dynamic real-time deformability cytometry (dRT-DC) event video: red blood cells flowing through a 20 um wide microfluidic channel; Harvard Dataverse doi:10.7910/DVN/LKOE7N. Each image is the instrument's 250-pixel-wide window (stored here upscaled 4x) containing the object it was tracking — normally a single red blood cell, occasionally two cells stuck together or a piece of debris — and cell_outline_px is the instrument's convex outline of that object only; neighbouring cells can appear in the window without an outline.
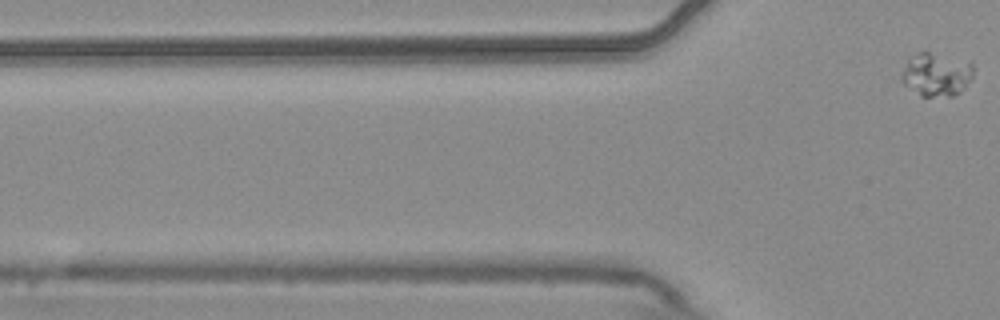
{"species": "common noctule bat (a hibernating species)", "species_latin": "Nyctalus noctula", "temperature_condition": "warm", "stored_images_in_passage": 6, "camera_frame_rate_fps": 3000, "um_per_image_px": 0.085, "animal": {"sex": "male", "body_mass_g": 20.4}, "frame": {"image": 1, "passage_image": 6, "time_ms": 1.667, "image_size_px": [1000, 320], "cell_outline_px": [[972, 76], [960, 92], [952, 96], [920, 96], [904, 84], [900, 80], [900, 76], [908, 56], [920, 52], [928, 52], [972, 60]], "centroid_in_image_um": [79.56, 6.3], "position_along_channel_um": 46.2, "area_um2": 18.38}}